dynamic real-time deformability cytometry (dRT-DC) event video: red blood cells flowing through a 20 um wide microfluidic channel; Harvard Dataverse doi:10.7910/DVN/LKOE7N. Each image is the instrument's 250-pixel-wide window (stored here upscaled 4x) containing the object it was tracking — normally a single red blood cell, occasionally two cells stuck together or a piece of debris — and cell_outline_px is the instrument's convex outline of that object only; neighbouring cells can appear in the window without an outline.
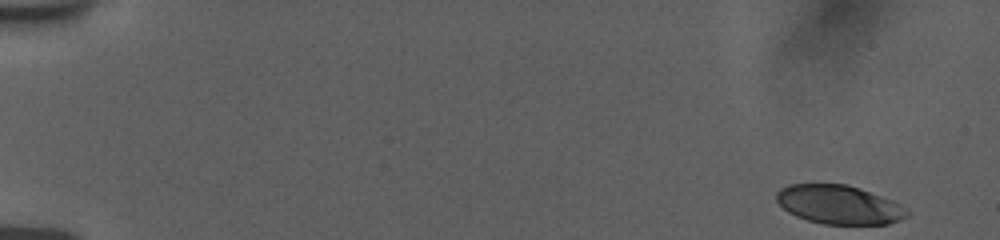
{"species": "human", "species_latin": "Homo sapiens", "temperature_condition": "room temperature", "stored_images_in_passage": 8, "camera_frame_rate_fps": 3000, "um_per_image_px": 0.085, "donor": {"sex": "female"}, "frame": {"image": 1, "passage_image": 1, "time_ms": 0.0, "image_size_px": [1000, 240], "cell_outline_px": [[908, 216], [900, 220], [888, 224], [824, 224], [808, 220], [796, 216], [788, 212], [776, 200], [776, 192], [780, 188], [788, 184], [848, 184], [892, 200], [908, 208]], "centroid_in_image_um": [71.32, 17.39], "position_along_channel_um": 13.7, "area_um2": 29.59}}
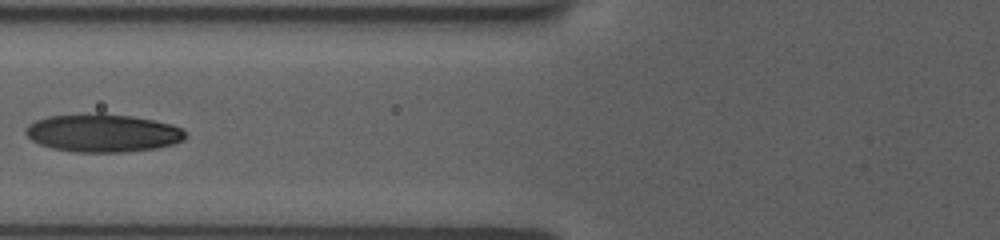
{"frame": {"image": 2, "passage_image": 7, "time_ms": 7.0, "image_size_px": [1000, 240], "cell_outline_px": [[188, 136], [184, 140], [172, 144], [156, 148], [128, 152], [72, 152], [52, 148], [40, 144], [32, 140], [24, 132], [28, 124], [36, 120], [48, 116], [96, 112], [100, 112], [132, 116], [172, 124], [180, 128]], "centroid_in_image_um": [8.72, 11.29], "position_along_channel_um": 117.1, "area_um2": 35.72}}
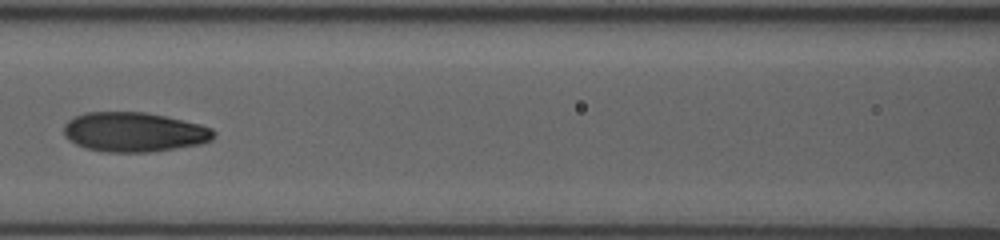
{"frame": {"image": 3, "passage_image": 8, "time_ms": 8.0, "image_size_px": [1000, 240], "cell_outline_px": [[216, 136], [212, 140], [200, 144], [152, 152], [104, 152], [84, 148], [76, 144], [64, 136], [64, 124], [68, 120], [84, 112], [144, 112], [164, 116], [200, 124], [212, 128], [216, 132]], "centroid_in_image_um": [11.4, 11.23], "position_along_channel_um": 155.2, "area_um2": 34.74}}